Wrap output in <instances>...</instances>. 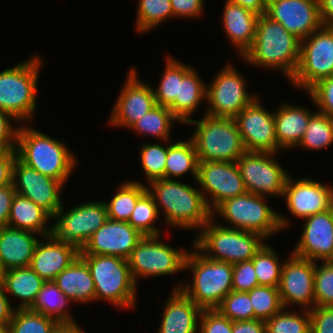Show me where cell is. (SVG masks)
<instances>
[{
	"label": "cell",
	"instance_id": "obj_58",
	"mask_svg": "<svg viewBox=\"0 0 333 333\" xmlns=\"http://www.w3.org/2000/svg\"><path fill=\"white\" fill-rule=\"evenodd\" d=\"M228 2L238 4L258 15L265 14L267 0H227Z\"/></svg>",
	"mask_w": 333,
	"mask_h": 333
},
{
	"label": "cell",
	"instance_id": "obj_32",
	"mask_svg": "<svg viewBox=\"0 0 333 333\" xmlns=\"http://www.w3.org/2000/svg\"><path fill=\"white\" fill-rule=\"evenodd\" d=\"M45 281L29 266L6 270L3 285L6 293L20 299L19 309H29L35 302Z\"/></svg>",
	"mask_w": 333,
	"mask_h": 333
},
{
	"label": "cell",
	"instance_id": "obj_44",
	"mask_svg": "<svg viewBox=\"0 0 333 333\" xmlns=\"http://www.w3.org/2000/svg\"><path fill=\"white\" fill-rule=\"evenodd\" d=\"M283 308L265 321V333H310V312L303 315Z\"/></svg>",
	"mask_w": 333,
	"mask_h": 333
},
{
	"label": "cell",
	"instance_id": "obj_19",
	"mask_svg": "<svg viewBox=\"0 0 333 333\" xmlns=\"http://www.w3.org/2000/svg\"><path fill=\"white\" fill-rule=\"evenodd\" d=\"M156 105L153 87L139 80L135 67H132L112 108L108 124L129 129Z\"/></svg>",
	"mask_w": 333,
	"mask_h": 333
},
{
	"label": "cell",
	"instance_id": "obj_23",
	"mask_svg": "<svg viewBox=\"0 0 333 333\" xmlns=\"http://www.w3.org/2000/svg\"><path fill=\"white\" fill-rule=\"evenodd\" d=\"M304 219V229L293 254L314 262L326 261L333 247V205Z\"/></svg>",
	"mask_w": 333,
	"mask_h": 333
},
{
	"label": "cell",
	"instance_id": "obj_48",
	"mask_svg": "<svg viewBox=\"0 0 333 333\" xmlns=\"http://www.w3.org/2000/svg\"><path fill=\"white\" fill-rule=\"evenodd\" d=\"M307 92L319 112L333 118V75L318 81Z\"/></svg>",
	"mask_w": 333,
	"mask_h": 333
},
{
	"label": "cell",
	"instance_id": "obj_25",
	"mask_svg": "<svg viewBox=\"0 0 333 333\" xmlns=\"http://www.w3.org/2000/svg\"><path fill=\"white\" fill-rule=\"evenodd\" d=\"M201 312L181 289H172L157 333H198Z\"/></svg>",
	"mask_w": 333,
	"mask_h": 333
},
{
	"label": "cell",
	"instance_id": "obj_39",
	"mask_svg": "<svg viewBox=\"0 0 333 333\" xmlns=\"http://www.w3.org/2000/svg\"><path fill=\"white\" fill-rule=\"evenodd\" d=\"M333 144V118L319 111L315 112L298 146L321 150Z\"/></svg>",
	"mask_w": 333,
	"mask_h": 333
},
{
	"label": "cell",
	"instance_id": "obj_16",
	"mask_svg": "<svg viewBox=\"0 0 333 333\" xmlns=\"http://www.w3.org/2000/svg\"><path fill=\"white\" fill-rule=\"evenodd\" d=\"M315 262L293 253L283 262L278 286L284 308L295 304L310 310L315 306Z\"/></svg>",
	"mask_w": 333,
	"mask_h": 333
},
{
	"label": "cell",
	"instance_id": "obj_41",
	"mask_svg": "<svg viewBox=\"0 0 333 333\" xmlns=\"http://www.w3.org/2000/svg\"><path fill=\"white\" fill-rule=\"evenodd\" d=\"M157 205L152 195L146 190L137 200L128 223L143 236L161 235L155 220L159 218Z\"/></svg>",
	"mask_w": 333,
	"mask_h": 333
},
{
	"label": "cell",
	"instance_id": "obj_21",
	"mask_svg": "<svg viewBox=\"0 0 333 333\" xmlns=\"http://www.w3.org/2000/svg\"><path fill=\"white\" fill-rule=\"evenodd\" d=\"M289 176L282 197L294 217L306 218L333 205V188L306 177L294 181Z\"/></svg>",
	"mask_w": 333,
	"mask_h": 333
},
{
	"label": "cell",
	"instance_id": "obj_30",
	"mask_svg": "<svg viewBox=\"0 0 333 333\" xmlns=\"http://www.w3.org/2000/svg\"><path fill=\"white\" fill-rule=\"evenodd\" d=\"M50 219L53 218L39 205L16 193L10 208L7 226L37 233L45 240L44 237L52 234V225L47 227Z\"/></svg>",
	"mask_w": 333,
	"mask_h": 333
},
{
	"label": "cell",
	"instance_id": "obj_55",
	"mask_svg": "<svg viewBox=\"0 0 333 333\" xmlns=\"http://www.w3.org/2000/svg\"><path fill=\"white\" fill-rule=\"evenodd\" d=\"M17 158V151L10 150L0 158V188L12 184L13 164Z\"/></svg>",
	"mask_w": 333,
	"mask_h": 333
},
{
	"label": "cell",
	"instance_id": "obj_33",
	"mask_svg": "<svg viewBox=\"0 0 333 333\" xmlns=\"http://www.w3.org/2000/svg\"><path fill=\"white\" fill-rule=\"evenodd\" d=\"M199 160L196 147L190 138L186 141L177 140L169 143L165 164V178L177 179L191 172L195 180L198 175Z\"/></svg>",
	"mask_w": 333,
	"mask_h": 333
},
{
	"label": "cell",
	"instance_id": "obj_5",
	"mask_svg": "<svg viewBox=\"0 0 333 333\" xmlns=\"http://www.w3.org/2000/svg\"><path fill=\"white\" fill-rule=\"evenodd\" d=\"M214 216L200 229L194 245L204 256L235 264L250 261L266 240L262 235L216 224Z\"/></svg>",
	"mask_w": 333,
	"mask_h": 333
},
{
	"label": "cell",
	"instance_id": "obj_36",
	"mask_svg": "<svg viewBox=\"0 0 333 333\" xmlns=\"http://www.w3.org/2000/svg\"><path fill=\"white\" fill-rule=\"evenodd\" d=\"M147 190L141 182L126 181L122 183L112 199L105 202L108 218L128 222L138 198Z\"/></svg>",
	"mask_w": 333,
	"mask_h": 333
},
{
	"label": "cell",
	"instance_id": "obj_35",
	"mask_svg": "<svg viewBox=\"0 0 333 333\" xmlns=\"http://www.w3.org/2000/svg\"><path fill=\"white\" fill-rule=\"evenodd\" d=\"M180 122L168 107L161 105L154 106L149 112L140 117L129 129L138 134H147L162 140L164 143L170 142V131L173 123Z\"/></svg>",
	"mask_w": 333,
	"mask_h": 333
},
{
	"label": "cell",
	"instance_id": "obj_52",
	"mask_svg": "<svg viewBox=\"0 0 333 333\" xmlns=\"http://www.w3.org/2000/svg\"><path fill=\"white\" fill-rule=\"evenodd\" d=\"M12 120L19 122L13 115L0 110V142H3L10 150H16L18 132L20 126L12 125Z\"/></svg>",
	"mask_w": 333,
	"mask_h": 333
},
{
	"label": "cell",
	"instance_id": "obj_26",
	"mask_svg": "<svg viewBox=\"0 0 333 333\" xmlns=\"http://www.w3.org/2000/svg\"><path fill=\"white\" fill-rule=\"evenodd\" d=\"M36 235L39 236L28 230L0 227V263L5 271L30 266L39 241Z\"/></svg>",
	"mask_w": 333,
	"mask_h": 333
},
{
	"label": "cell",
	"instance_id": "obj_43",
	"mask_svg": "<svg viewBox=\"0 0 333 333\" xmlns=\"http://www.w3.org/2000/svg\"><path fill=\"white\" fill-rule=\"evenodd\" d=\"M248 295L254 309V319L266 321L284 308L278 287L259 285Z\"/></svg>",
	"mask_w": 333,
	"mask_h": 333
},
{
	"label": "cell",
	"instance_id": "obj_18",
	"mask_svg": "<svg viewBox=\"0 0 333 333\" xmlns=\"http://www.w3.org/2000/svg\"><path fill=\"white\" fill-rule=\"evenodd\" d=\"M12 183L17 194L39 205L52 218L62 207L60 196L64 184L26 166L18 158L13 164Z\"/></svg>",
	"mask_w": 333,
	"mask_h": 333
},
{
	"label": "cell",
	"instance_id": "obj_45",
	"mask_svg": "<svg viewBox=\"0 0 333 333\" xmlns=\"http://www.w3.org/2000/svg\"><path fill=\"white\" fill-rule=\"evenodd\" d=\"M162 143H145L140 150V161L148 183L165 178V164L168 151Z\"/></svg>",
	"mask_w": 333,
	"mask_h": 333
},
{
	"label": "cell",
	"instance_id": "obj_56",
	"mask_svg": "<svg viewBox=\"0 0 333 333\" xmlns=\"http://www.w3.org/2000/svg\"><path fill=\"white\" fill-rule=\"evenodd\" d=\"M232 333H265V321L257 319L234 321Z\"/></svg>",
	"mask_w": 333,
	"mask_h": 333
},
{
	"label": "cell",
	"instance_id": "obj_4",
	"mask_svg": "<svg viewBox=\"0 0 333 333\" xmlns=\"http://www.w3.org/2000/svg\"><path fill=\"white\" fill-rule=\"evenodd\" d=\"M184 270L192 271V283L178 282L173 289H181L202 310L216 309L232 291L233 264L212 260L194 245L186 255Z\"/></svg>",
	"mask_w": 333,
	"mask_h": 333
},
{
	"label": "cell",
	"instance_id": "obj_8",
	"mask_svg": "<svg viewBox=\"0 0 333 333\" xmlns=\"http://www.w3.org/2000/svg\"><path fill=\"white\" fill-rule=\"evenodd\" d=\"M43 59L38 54L0 71V110L18 121H32L36 111L39 71Z\"/></svg>",
	"mask_w": 333,
	"mask_h": 333
},
{
	"label": "cell",
	"instance_id": "obj_13",
	"mask_svg": "<svg viewBox=\"0 0 333 333\" xmlns=\"http://www.w3.org/2000/svg\"><path fill=\"white\" fill-rule=\"evenodd\" d=\"M276 153H243L236 161L247 192L259 196L283 195L289 173L273 158Z\"/></svg>",
	"mask_w": 333,
	"mask_h": 333
},
{
	"label": "cell",
	"instance_id": "obj_7",
	"mask_svg": "<svg viewBox=\"0 0 333 333\" xmlns=\"http://www.w3.org/2000/svg\"><path fill=\"white\" fill-rule=\"evenodd\" d=\"M79 256L90 269L95 285V301L106 300L118 308L133 309L136 305L137 284L127 259L110 255Z\"/></svg>",
	"mask_w": 333,
	"mask_h": 333
},
{
	"label": "cell",
	"instance_id": "obj_57",
	"mask_svg": "<svg viewBox=\"0 0 333 333\" xmlns=\"http://www.w3.org/2000/svg\"><path fill=\"white\" fill-rule=\"evenodd\" d=\"M6 294L3 282H0V325H9L15 310Z\"/></svg>",
	"mask_w": 333,
	"mask_h": 333
},
{
	"label": "cell",
	"instance_id": "obj_60",
	"mask_svg": "<svg viewBox=\"0 0 333 333\" xmlns=\"http://www.w3.org/2000/svg\"><path fill=\"white\" fill-rule=\"evenodd\" d=\"M76 323H61L53 333H85Z\"/></svg>",
	"mask_w": 333,
	"mask_h": 333
},
{
	"label": "cell",
	"instance_id": "obj_49",
	"mask_svg": "<svg viewBox=\"0 0 333 333\" xmlns=\"http://www.w3.org/2000/svg\"><path fill=\"white\" fill-rule=\"evenodd\" d=\"M259 286L252 260L233 264L232 290L249 292Z\"/></svg>",
	"mask_w": 333,
	"mask_h": 333
},
{
	"label": "cell",
	"instance_id": "obj_63",
	"mask_svg": "<svg viewBox=\"0 0 333 333\" xmlns=\"http://www.w3.org/2000/svg\"><path fill=\"white\" fill-rule=\"evenodd\" d=\"M326 262H328L329 264L333 265V247L330 253L329 258L326 260Z\"/></svg>",
	"mask_w": 333,
	"mask_h": 333
},
{
	"label": "cell",
	"instance_id": "obj_24",
	"mask_svg": "<svg viewBox=\"0 0 333 333\" xmlns=\"http://www.w3.org/2000/svg\"><path fill=\"white\" fill-rule=\"evenodd\" d=\"M44 238L45 242H37L29 267L45 282H50L79 256L80 250L73 244L56 239L52 234Z\"/></svg>",
	"mask_w": 333,
	"mask_h": 333
},
{
	"label": "cell",
	"instance_id": "obj_3",
	"mask_svg": "<svg viewBox=\"0 0 333 333\" xmlns=\"http://www.w3.org/2000/svg\"><path fill=\"white\" fill-rule=\"evenodd\" d=\"M21 126L17 139V158L26 166L65 185L78 164L74 153L64 142L32 127L23 126L22 123Z\"/></svg>",
	"mask_w": 333,
	"mask_h": 333
},
{
	"label": "cell",
	"instance_id": "obj_28",
	"mask_svg": "<svg viewBox=\"0 0 333 333\" xmlns=\"http://www.w3.org/2000/svg\"><path fill=\"white\" fill-rule=\"evenodd\" d=\"M314 112L305 107L282 104L274 111L275 131L279 150L291 149L300 143Z\"/></svg>",
	"mask_w": 333,
	"mask_h": 333
},
{
	"label": "cell",
	"instance_id": "obj_9",
	"mask_svg": "<svg viewBox=\"0 0 333 333\" xmlns=\"http://www.w3.org/2000/svg\"><path fill=\"white\" fill-rule=\"evenodd\" d=\"M196 126L191 135L199 161L236 162L246 152L234 118L204 114L201 120L191 119Z\"/></svg>",
	"mask_w": 333,
	"mask_h": 333
},
{
	"label": "cell",
	"instance_id": "obj_62",
	"mask_svg": "<svg viewBox=\"0 0 333 333\" xmlns=\"http://www.w3.org/2000/svg\"><path fill=\"white\" fill-rule=\"evenodd\" d=\"M0 333H9V325H0Z\"/></svg>",
	"mask_w": 333,
	"mask_h": 333
},
{
	"label": "cell",
	"instance_id": "obj_31",
	"mask_svg": "<svg viewBox=\"0 0 333 333\" xmlns=\"http://www.w3.org/2000/svg\"><path fill=\"white\" fill-rule=\"evenodd\" d=\"M206 92L207 85L191 67L179 81L178 95L169 109L182 124H187L201 101L206 100Z\"/></svg>",
	"mask_w": 333,
	"mask_h": 333
},
{
	"label": "cell",
	"instance_id": "obj_53",
	"mask_svg": "<svg viewBox=\"0 0 333 333\" xmlns=\"http://www.w3.org/2000/svg\"><path fill=\"white\" fill-rule=\"evenodd\" d=\"M174 17L196 18L204 11V0H171Z\"/></svg>",
	"mask_w": 333,
	"mask_h": 333
},
{
	"label": "cell",
	"instance_id": "obj_17",
	"mask_svg": "<svg viewBox=\"0 0 333 333\" xmlns=\"http://www.w3.org/2000/svg\"><path fill=\"white\" fill-rule=\"evenodd\" d=\"M259 102L257 97L234 118L238 131L246 151L278 153L274 112L267 111Z\"/></svg>",
	"mask_w": 333,
	"mask_h": 333
},
{
	"label": "cell",
	"instance_id": "obj_34",
	"mask_svg": "<svg viewBox=\"0 0 333 333\" xmlns=\"http://www.w3.org/2000/svg\"><path fill=\"white\" fill-rule=\"evenodd\" d=\"M70 303L71 300L62 293L53 281H50L45 282L29 309L52 317L60 323H75V319L72 318L73 316H71L68 308H65Z\"/></svg>",
	"mask_w": 333,
	"mask_h": 333
},
{
	"label": "cell",
	"instance_id": "obj_42",
	"mask_svg": "<svg viewBox=\"0 0 333 333\" xmlns=\"http://www.w3.org/2000/svg\"><path fill=\"white\" fill-rule=\"evenodd\" d=\"M251 260L259 285L279 286L283 262L271 246L264 244Z\"/></svg>",
	"mask_w": 333,
	"mask_h": 333
},
{
	"label": "cell",
	"instance_id": "obj_15",
	"mask_svg": "<svg viewBox=\"0 0 333 333\" xmlns=\"http://www.w3.org/2000/svg\"><path fill=\"white\" fill-rule=\"evenodd\" d=\"M196 181L211 211L222 201L247 192L236 162L199 161Z\"/></svg>",
	"mask_w": 333,
	"mask_h": 333
},
{
	"label": "cell",
	"instance_id": "obj_2",
	"mask_svg": "<svg viewBox=\"0 0 333 333\" xmlns=\"http://www.w3.org/2000/svg\"><path fill=\"white\" fill-rule=\"evenodd\" d=\"M148 184L150 188L147 190L157 205L159 215L164 212L167 226L200 230L212 218L199 188L167 178Z\"/></svg>",
	"mask_w": 333,
	"mask_h": 333
},
{
	"label": "cell",
	"instance_id": "obj_46",
	"mask_svg": "<svg viewBox=\"0 0 333 333\" xmlns=\"http://www.w3.org/2000/svg\"><path fill=\"white\" fill-rule=\"evenodd\" d=\"M223 316L232 322L254 319V309L248 292L231 291L216 308Z\"/></svg>",
	"mask_w": 333,
	"mask_h": 333
},
{
	"label": "cell",
	"instance_id": "obj_12",
	"mask_svg": "<svg viewBox=\"0 0 333 333\" xmlns=\"http://www.w3.org/2000/svg\"><path fill=\"white\" fill-rule=\"evenodd\" d=\"M64 210L62 205L53 217L56 223L52 225V235L60 241L75 245L79 250L109 219L105 201H89Z\"/></svg>",
	"mask_w": 333,
	"mask_h": 333
},
{
	"label": "cell",
	"instance_id": "obj_27",
	"mask_svg": "<svg viewBox=\"0 0 333 333\" xmlns=\"http://www.w3.org/2000/svg\"><path fill=\"white\" fill-rule=\"evenodd\" d=\"M222 14L225 34L242 58L253 45L259 15L228 1Z\"/></svg>",
	"mask_w": 333,
	"mask_h": 333
},
{
	"label": "cell",
	"instance_id": "obj_38",
	"mask_svg": "<svg viewBox=\"0 0 333 333\" xmlns=\"http://www.w3.org/2000/svg\"><path fill=\"white\" fill-rule=\"evenodd\" d=\"M61 323L30 309L15 308L9 333H53Z\"/></svg>",
	"mask_w": 333,
	"mask_h": 333
},
{
	"label": "cell",
	"instance_id": "obj_61",
	"mask_svg": "<svg viewBox=\"0 0 333 333\" xmlns=\"http://www.w3.org/2000/svg\"><path fill=\"white\" fill-rule=\"evenodd\" d=\"M10 149L3 143L0 142V158L4 157Z\"/></svg>",
	"mask_w": 333,
	"mask_h": 333
},
{
	"label": "cell",
	"instance_id": "obj_51",
	"mask_svg": "<svg viewBox=\"0 0 333 333\" xmlns=\"http://www.w3.org/2000/svg\"><path fill=\"white\" fill-rule=\"evenodd\" d=\"M310 312V333H333V307L314 306Z\"/></svg>",
	"mask_w": 333,
	"mask_h": 333
},
{
	"label": "cell",
	"instance_id": "obj_10",
	"mask_svg": "<svg viewBox=\"0 0 333 333\" xmlns=\"http://www.w3.org/2000/svg\"><path fill=\"white\" fill-rule=\"evenodd\" d=\"M160 237V235L144 236L127 259L136 284L140 278L160 277L185 271L188 250L175 249L164 243Z\"/></svg>",
	"mask_w": 333,
	"mask_h": 333
},
{
	"label": "cell",
	"instance_id": "obj_64",
	"mask_svg": "<svg viewBox=\"0 0 333 333\" xmlns=\"http://www.w3.org/2000/svg\"><path fill=\"white\" fill-rule=\"evenodd\" d=\"M4 272H5V270L3 269V267L0 263V282H3Z\"/></svg>",
	"mask_w": 333,
	"mask_h": 333
},
{
	"label": "cell",
	"instance_id": "obj_37",
	"mask_svg": "<svg viewBox=\"0 0 333 333\" xmlns=\"http://www.w3.org/2000/svg\"><path fill=\"white\" fill-rule=\"evenodd\" d=\"M166 67L162 73L157 90L153 88L155 101L157 105L163 107H170L176 96L178 95L179 81L182 80L183 75L191 68L189 65L178 61L177 59L167 56ZM155 89V90H154Z\"/></svg>",
	"mask_w": 333,
	"mask_h": 333
},
{
	"label": "cell",
	"instance_id": "obj_22",
	"mask_svg": "<svg viewBox=\"0 0 333 333\" xmlns=\"http://www.w3.org/2000/svg\"><path fill=\"white\" fill-rule=\"evenodd\" d=\"M143 237L128 222L108 219L92 234L79 254L110 255L128 259Z\"/></svg>",
	"mask_w": 333,
	"mask_h": 333
},
{
	"label": "cell",
	"instance_id": "obj_20",
	"mask_svg": "<svg viewBox=\"0 0 333 333\" xmlns=\"http://www.w3.org/2000/svg\"><path fill=\"white\" fill-rule=\"evenodd\" d=\"M265 15L300 40L323 25L319 0H267Z\"/></svg>",
	"mask_w": 333,
	"mask_h": 333
},
{
	"label": "cell",
	"instance_id": "obj_1",
	"mask_svg": "<svg viewBox=\"0 0 333 333\" xmlns=\"http://www.w3.org/2000/svg\"><path fill=\"white\" fill-rule=\"evenodd\" d=\"M301 40L279 22L259 15L252 47L242 60L260 68L279 69L287 79L295 75L300 61Z\"/></svg>",
	"mask_w": 333,
	"mask_h": 333
},
{
	"label": "cell",
	"instance_id": "obj_29",
	"mask_svg": "<svg viewBox=\"0 0 333 333\" xmlns=\"http://www.w3.org/2000/svg\"><path fill=\"white\" fill-rule=\"evenodd\" d=\"M72 302L95 301V285L86 262L78 256L53 281Z\"/></svg>",
	"mask_w": 333,
	"mask_h": 333
},
{
	"label": "cell",
	"instance_id": "obj_54",
	"mask_svg": "<svg viewBox=\"0 0 333 333\" xmlns=\"http://www.w3.org/2000/svg\"><path fill=\"white\" fill-rule=\"evenodd\" d=\"M15 194L13 183L0 188V227L8 225L10 208Z\"/></svg>",
	"mask_w": 333,
	"mask_h": 333
},
{
	"label": "cell",
	"instance_id": "obj_11",
	"mask_svg": "<svg viewBox=\"0 0 333 333\" xmlns=\"http://www.w3.org/2000/svg\"><path fill=\"white\" fill-rule=\"evenodd\" d=\"M333 75V26L322 25L301 40L300 61L291 83L307 92L318 81Z\"/></svg>",
	"mask_w": 333,
	"mask_h": 333
},
{
	"label": "cell",
	"instance_id": "obj_50",
	"mask_svg": "<svg viewBox=\"0 0 333 333\" xmlns=\"http://www.w3.org/2000/svg\"><path fill=\"white\" fill-rule=\"evenodd\" d=\"M198 330V333H232V321L216 309H204Z\"/></svg>",
	"mask_w": 333,
	"mask_h": 333
},
{
	"label": "cell",
	"instance_id": "obj_47",
	"mask_svg": "<svg viewBox=\"0 0 333 333\" xmlns=\"http://www.w3.org/2000/svg\"><path fill=\"white\" fill-rule=\"evenodd\" d=\"M314 295L315 306L333 307V265L326 261L315 262Z\"/></svg>",
	"mask_w": 333,
	"mask_h": 333
},
{
	"label": "cell",
	"instance_id": "obj_40",
	"mask_svg": "<svg viewBox=\"0 0 333 333\" xmlns=\"http://www.w3.org/2000/svg\"><path fill=\"white\" fill-rule=\"evenodd\" d=\"M136 30L147 32L173 16L171 0H138Z\"/></svg>",
	"mask_w": 333,
	"mask_h": 333
},
{
	"label": "cell",
	"instance_id": "obj_6",
	"mask_svg": "<svg viewBox=\"0 0 333 333\" xmlns=\"http://www.w3.org/2000/svg\"><path fill=\"white\" fill-rule=\"evenodd\" d=\"M266 197L246 192L240 196L228 198L218 204L212 211L227 220L231 228L251 231L265 239L290 227L288 218L283 217L266 204Z\"/></svg>",
	"mask_w": 333,
	"mask_h": 333
},
{
	"label": "cell",
	"instance_id": "obj_14",
	"mask_svg": "<svg viewBox=\"0 0 333 333\" xmlns=\"http://www.w3.org/2000/svg\"><path fill=\"white\" fill-rule=\"evenodd\" d=\"M233 65H226L207 85L206 114L216 117L235 118L258 96L247 93V82Z\"/></svg>",
	"mask_w": 333,
	"mask_h": 333
},
{
	"label": "cell",
	"instance_id": "obj_59",
	"mask_svg": "<svg viewBox=\"0 0 333 333\" xmlns=\"http://www.w3.org/2000/svg\"><path fill=\"white\" fill-rule=\"evenodd\" d=\"M320 18L325 26H333V0H319Z\"/></svg>",
	"mask_w": 333,
	"mask_h": 333
}]
</instances>
